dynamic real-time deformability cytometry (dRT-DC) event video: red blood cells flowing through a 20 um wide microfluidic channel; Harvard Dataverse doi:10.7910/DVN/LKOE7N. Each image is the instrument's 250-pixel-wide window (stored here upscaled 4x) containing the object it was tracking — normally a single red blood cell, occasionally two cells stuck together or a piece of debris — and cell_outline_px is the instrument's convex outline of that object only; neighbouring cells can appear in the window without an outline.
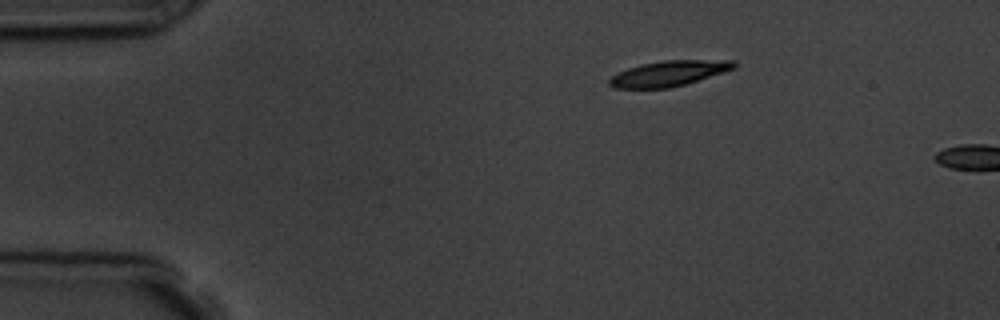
{"species": "common noctule bat (a hibernating species)", "species_latin": "Nyctalus noctula", "temperature_condition": "room temperature", "stored_images_in_passage": 2, "camera_frame_rate_fps": 3000, "um_per_image_px": 0.085, "animal": {"sex": "male", "body_mass_g": 19.5, "forearm_length_mm": 54.6}, "frame": {"image": 1, "passage_image": 1, "time_ms": 0.0, "image_size_px": [1000, 320], "cell_outline_px": [[736, 68], [724, 72], [684, 84], [668, 88], [612, 88], [608, 84], [608, 80], [612, 76], [628, 68], [640, 64], [664, 60], [736, 60]], "centroid_in_image_um": [56.85, 6.23], "position_along_channel_um": 28.2, "area_um2": 18.38}}